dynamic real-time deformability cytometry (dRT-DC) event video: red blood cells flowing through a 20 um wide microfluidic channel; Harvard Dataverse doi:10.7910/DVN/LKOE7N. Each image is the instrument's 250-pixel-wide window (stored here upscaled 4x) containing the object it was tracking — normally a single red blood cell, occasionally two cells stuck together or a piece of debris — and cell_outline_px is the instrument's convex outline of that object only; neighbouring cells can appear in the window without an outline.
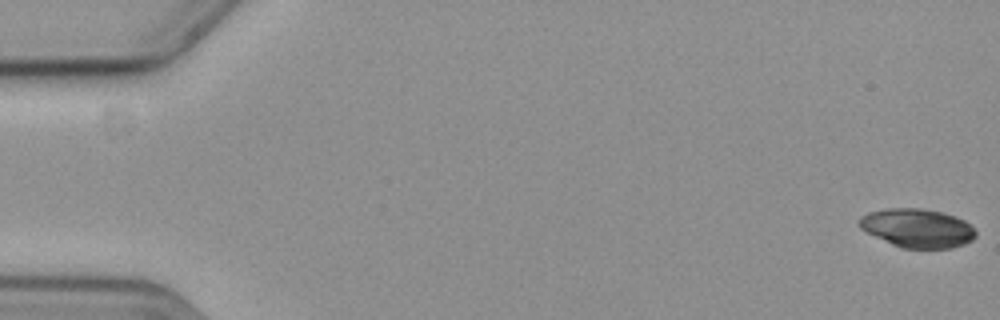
{"species": "common noctule bat (a hibernating species)", "species_latin": "Nyctalus noctula", "temperature_condition": "cold", "stored_images_in_passage": 58, "camera_frame_rate_fps": 3000, "um_per_image_px": 0.085, "animal": {"sex": "female", "body_mass_g": 19.3, "forearm_length_mm": 54.1}, "frame": {"image": 1, "passage_image": 1, "time_ms": 0.0, "image_size_px": [1000, 320], "cell_outline_px": [[976, 236], [972, 240], [964, 244], [952, 248], [900, 248], [860, 228], [860, 216], [868, 212], [884, 208], [920, 208], [944, 212], [956, 216], [964, 220], [976, 232]], "centroid_in_image_um": [77.99, 19.38], "position_along_channel_um": 7.0, "area_um2": 26.24}}
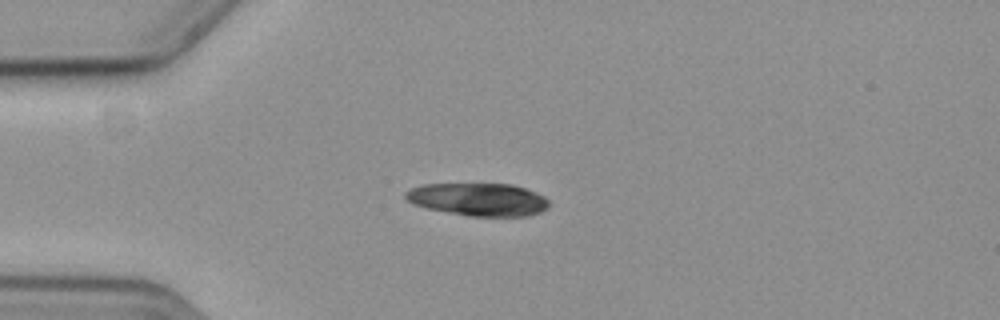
{"frame": {"image": 2, "passage_image": 16, "time_ms": 5.0, "image_size_px": [1000, 320], "cell_outline_px": [[548, 208], [540, 212], [528, 216], [468, 216], [428, 208], [412, 204], [404, 196], [404, 192], [412, 188], [424, 184], [512, 184], [536, 192], [544, 196], [548, 200]], "centroid_in_image_um": [40.67, 16.95], "position_along_channel_um": 44.3, "area_um2": 27.34}}